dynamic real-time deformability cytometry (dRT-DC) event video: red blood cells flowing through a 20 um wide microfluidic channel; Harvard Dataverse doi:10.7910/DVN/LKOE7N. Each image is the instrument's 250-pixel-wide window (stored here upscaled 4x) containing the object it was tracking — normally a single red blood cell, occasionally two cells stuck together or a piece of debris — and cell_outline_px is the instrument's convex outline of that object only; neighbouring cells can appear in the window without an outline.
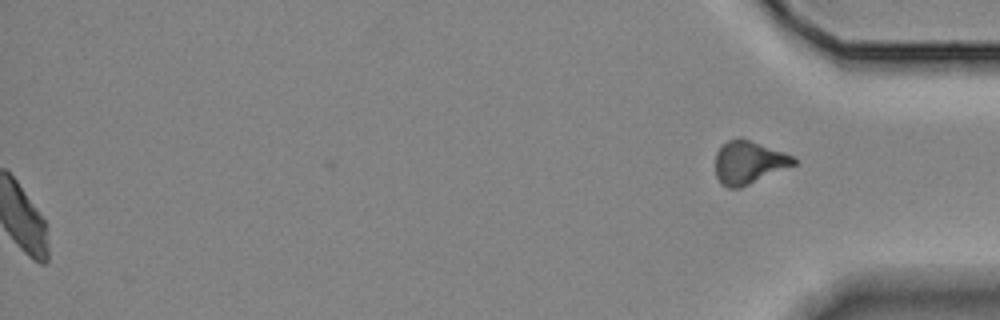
{"species": "Egyptian fruit bat (a non-hibernating species)", "species_latin": "Rousettus aegyptiacus", "temperature_condition": "room temperature", "stored_images_in_passage": 41, "segment_of_instrument_passage": [2, 2], "camera_frame_rate_fps": 3000, "um_per_image_px": 0.085, "animal": {"sex": "female"}, "frame": {"image": 1, "passage_image": 41, "time_ms": 13.333, "image_size_px": [1000, 320], "cell_outline_px": [[796, 164], [740, 188], [728, 188], [720, 184], [716, 176], [716, 152], [728, 140], [740, 136], [784, 152], [792, 156], [796, 160]], "centroid_in_image_um": [63.62, 13.8], "position_along_channel_um": 371.6, "area_um2": 19.59}}